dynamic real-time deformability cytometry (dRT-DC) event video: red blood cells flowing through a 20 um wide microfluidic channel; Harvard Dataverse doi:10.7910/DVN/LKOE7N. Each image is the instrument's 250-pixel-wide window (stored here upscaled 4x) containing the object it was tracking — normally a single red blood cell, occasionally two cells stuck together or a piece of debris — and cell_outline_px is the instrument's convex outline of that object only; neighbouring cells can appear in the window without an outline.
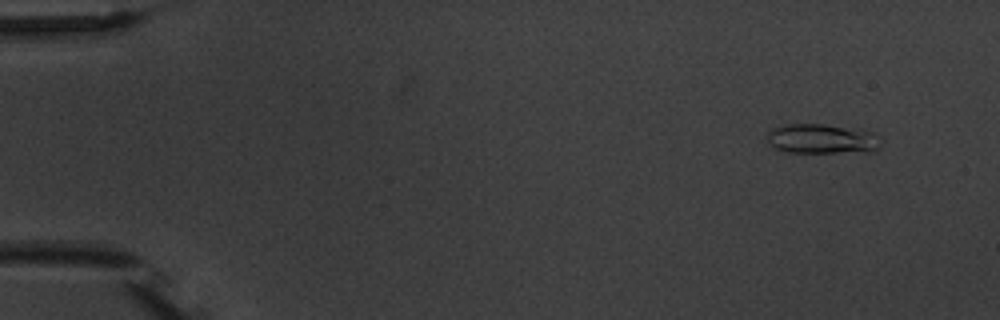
{"species": "common noctule bat (a hibernating species)", "species_latin": "Nyctalus noctula", "temperature_condition": "warm", "stored_images_in_passage": 5, "camera_frame_rate_fps": 3000, "um_per_image_px": 0.085, "animal": {"sex": "male", "body_mass_g": 20.1, "forearm_length_mm": 53.5}, "frame": {"image": 1, "passage_image": 1, "time_ms": 0.0, "image_size_px": [1000, 320], "cell_outline_px": [[880, 144], [872, 152], [788, 152], [776, 148], [768, 140], [768, 132], [772, 128], [788, 124], [824, 124], [876, 132]], "centroid_in_image_um": [69.89, 11.8], "position_along_channel_um": 15.1, "area_um2": 19.48}}